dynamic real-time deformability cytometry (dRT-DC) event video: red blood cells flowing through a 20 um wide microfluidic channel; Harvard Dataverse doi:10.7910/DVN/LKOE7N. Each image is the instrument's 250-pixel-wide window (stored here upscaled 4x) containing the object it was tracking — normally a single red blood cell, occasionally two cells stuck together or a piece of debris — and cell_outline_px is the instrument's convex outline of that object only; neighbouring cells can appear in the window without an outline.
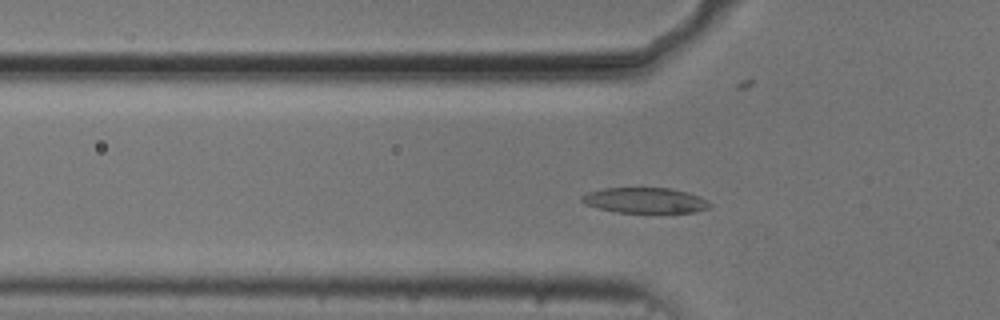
{"species": "common noctule bat (a hibernating species)", "species_latin": "Nyctalus noctula", "temperature_condition": "cold", "stored_images_in_passage": 26, "camera_frame_rate_fps": 3000, "um_per_image_px": 0.085, "animal": {"sex": "male", "body_mass_g": 20.5, "forearm_length_mm": 52.5}, "frame": {"image": 1, "passage_image": 13, "time_ms": 4.0, "image_size_px": [1000, 320], "cell_outline_px": [[712, 204], [708, 208], [696, 212], [616, 212], [584, 204], [580, 200], [580, 196], [588, 192], [604, 188], [672, 188], [688, 192], [700, 196], [708, 200]], "centroid_in_image_um": [54.84, 17.02], "position_along_channel_um": 71.0, "area_um2": 19.02}}
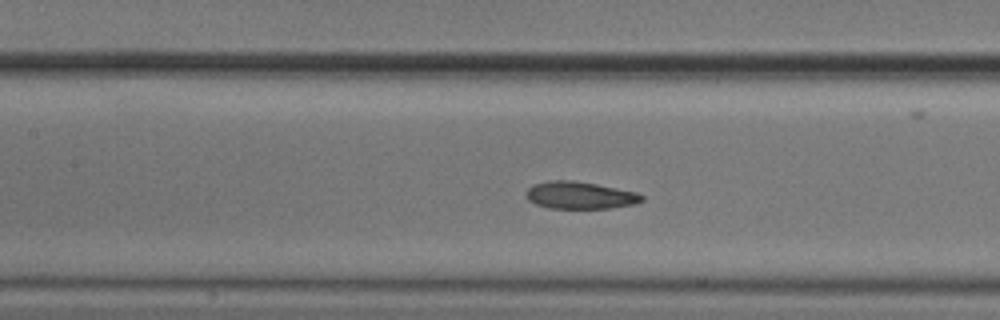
{"frame": {"image": 2, "passage_image": 20, "time_ms": 6.333, "image_size_px": [1000, 320], "cell_outline_px": [[644, 200], [636, 204], [612, 208], [548, 208], [536, 204], [528, 200], [528, 188], [532, 184], [548, 180], [572, 180], [596, 184], [636, 192], [644, 196]], "centroid_in_image_um": [49.31, 16.6], "position_along_channel_um": 158.1, "area_um2": 18.38}}
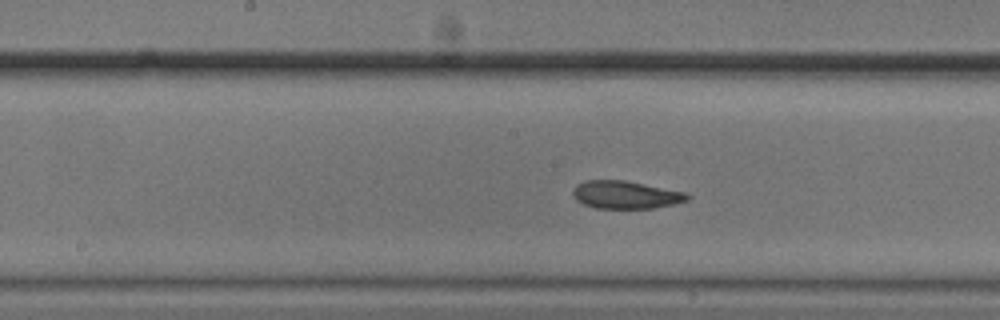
{"frame": {"image": 3, "passage_image": 23, "time_ms": 7.333, "image_size_px": [1000, 320], "cell_outline_px": [[692, 196], [688, 200], [672, 204], [652, 208], [596, 208], [584, 204], [576, 200], [572, 192], [576, 184], [584, 180], [624, 180], [684, 192]], "centroid_in_image_um": [53.15, 16.55], "position_along_channel_um": 195.1, "area_um2": 18.38}}